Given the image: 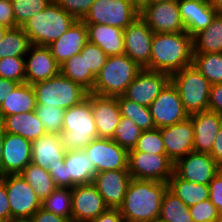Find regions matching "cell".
I'll use <instances>...</instances> for the list:
<instances>
[{
  "label": "cell",
  "instance_id": "obj_1",
  "mask_svg": "<svg viewBox=\"0 0 222 222\" xmlns=\"http://www.w3.org/2000/svg\"><path fill=\"white\" fill-rule=\"evenodd\" d=\"M168 183L154 180L130 181L121 206L125 222H151L159 218L162 197Z\"/></svg>",
  "mask_w": 222,
  "mask_h": 222
},
{
  "label": "cell",
  "instance_id": "obj_2",
  "mask_svg": "<svg viewBox=\"0 0 222 222\" xmlns=\"http://www.w3.org/2000/svg\"><path fill=\"white\" fill-rule=\"evenodd\" d=\"M193 65V37L187 32L154 33L149 70L170 75Z\"/></svg>",
  "mask_w": 222,
  "mask_h": 222
},
{
  "label": "cell",
  "instance_id": "obj_3",
  "mask_svg": "<svg viewBox=\"0 0 222 222\" xmlns=\"http://www.w3.org/2000/svg\"><path fill=\"white\" fill-rule=\"evenodd\" d=\"M61 140L66 150L84 149L98 132L91 107V93L86 99L64 111Z\"/></svg>",
  "mask_w": 222,
  "mask_h": 222
},
{
  "label": "cell",
  "instance_id": "obj_4",
  "mask_svg": "<svg viewBox=\"0 0 222 222\" xmlns=\"http://www.w3.org/2000/svg\"><path fill=\"white\" fill-rule=\"evenodd\" d=\"M142 69L125 53L109 56L97 75L90 93L110 97L123 95Z\"/></svg>",
  "mask_w": 222,
  "mask_h": 222
},
{
  "label": "cell",
  "instance_id": "obj_5",
  "mask_svg": "<svg viewBox=\"0 0 222 222\" xmlns=\"http://www.w3.org/2000/svg\"><path fill=\"white\" fill-rule=\"evenodd\" d=\"M77 20L54 1L22 26L30 43L49 46L59 39Z\"/></svg>",
  "mask_w": 222,
  "mask_h": 222
},
{
  "label": "cell",
  "instance_id": "obj_6",
  "mask_svg": "<svg viewBox=\"0 0 222 222\" xmlns=\"http://www.w3.org/2000/svg\"><path fill=\"white\" fill-rule=\"evenodd\" d=\"M171 82L189 115L208 110L211 84L197 68L190 65L173 73Z\"/></svg>",
  "mask_w": 222,
  "mask_h": 222
},
{
  "label": "cell",
  "instance_id": "obj_7",
  "mask_svg": "<svg viewBox=\"0 0 222 222\" xmlns=\"http://www.w3.org/2000/svg\"><path fill=\"white\" fill-rule=\"evenodd\" d=\"M32 86L36 95V104L55 105L64 110L82 102L89 93L81 85L61 73Z\"/></svg>",
  "mask_w": 222,
  "mask_h": 222
},
{
  "label": "cell",
  "instance_id": "obj_8",
  "mask_svg": "<svg viewBox=\"0 0 222 222\" xmlns=\"http://www.w3.org/2000/svg\"><path fill=\"white\" fill-rule=\"evenodd\" d=\"M0 178L5 182L11 222L29 220L42 207V201L21 174L5 175Z\"/></svg>",
  "mask_w": 222,
  "mask_h": 222
},
{
  "label": "cell",
  "instance_id": "obj_9",
  "mask_svg": "<svg viewBox=\"0 0 222 222\" xmlns=\"http://www.w3.org/2000/svg\"><path fill=\"white\" fill-rule=\"evenodd\" d=\"M138 16L128 0H96L82 21L126 29Z\"/></svg>",
  "mask_w": 222,
  "mask_h": 222
},
{
  "label": "cell",
  "instance_id": "obj_10",
  "mask_svg": "<svg viewBox=\"0 0 222 222\" xmlns=\"http://www.w3.org/2000/svg\"><path fill=\"white\" fill-rule=\"evenodd\" d=\"M128 171L133 179L168 183L174 173V163L166 154L129 151Z\"/></svg>",
  "mask_w": 222,
  "mask_h": 222
},
{
  "label": "cell",
  "instance_id": "obj_11",
  "mask_svg": "<svg viewBox=\"0 0 222 222\" xmlns=\"http://www.w3.org/2000/svg\"><path fill=\"white\" fill-rule=\"evenodd\" d=\"M156 128L181 122L189 117L179 92L170 81L149 106Z\"/></svg>",
  "mask_w": 222,
  "mask_h": 222
},
{
  "label": "cell",
  "instance_id": "obj_12",
  "mask_svg": "<svg viewBox=\"0 0 222 222\" xmlns=\"http://www.w3.org/2000/svg\"><path fill=\"white\" fill-rule=\"evenodd\" d=\"M96 173L107 170H128V151L111 138H96L84 149Z\"/></svg>",
  "mask_w": 222,
  "mask_h": 222
},
{
  "label": "cell",
  "instance_id": "obj_13",
  "mask_svg": "<svg viewBox=\"0 0 222 222\" xmlns=\"http://www.w3.org/2000/svg\"><path fill=\"white\" fill-rule=\"evenodd\" d=\"M222 167L209 153L191 151L174 164V172L189 182L208 185Z\"/></svg>",
  "mask_w": 222,
  "mask_h": 222
},
{
  "label": "cell",
  "instance_id": "obj_14",
  "mask_svg": "<svg viewBox=\"0 0 222 222\" xmlns=\"http://www.w3.org/2000/svg\"><path fill=\"white\" fill-rule=\"evenodd\" d=\"M153 34L140 16L124 29V53L143 69L149 70Z\"/></svg>",
  "mask_w": 222,
  "mask_h": 222
},
{
  "label": "cell",
  "instance_id": "obj_15",
  "mask_svg": "<svg viewBox=\"0 0 222 222\" xmlns=\"http://www.w3.org/2000/svg\"><path fill=\"white\" fill-rule=\"evenodd\" d=\"M140 17L154 33L186 32L177 0L148 4L141 11Z\"/></svg>",
  "mask_w": 222,
  "mask_h": 222
},
{
  "label": "cell",
  "instance_id": "obj_16",
  "mask_svg": "<svg viewBox=\"0 0 222 222\" xmlns=\"http://www.w3.org/2000/svg\"><path fill=\"white\" fill-rule=\"evenodd\" d=\"M170 81V74L144 68L129 84L123 96L138 104L149 107Z\"/></svg>",
  "mask_w": 222,
  "mask_h": 222
},
{
  "label": "cell",
  "instance_id": "obj_17",
  "mask_svg": "<svg viewBox=\"0 0 222 222\" xmlns=\"http://www.w3.org/2000/svg\"><path fill=\"white\" fill-rule=\"evenodd\" d=\"M108 209L93 183L72 188V222H90Z\"/></svg>",
  "mask_w": 222,
  "mask_h": 222
},
{
  "label": "cell",
  "instance_id": "obj_18",
  "mask_svg": "<svg viewBox=\"0 0 222 222\" xmlns=\"http://www.w3.org/2000/svg\"><path fill=\"white\" fill-rule=\"evenodd\" d=\"M159 129L166 155L174 164L193 151L194 128L190 117L176 124Z\"/></svg>",
  "mask_w": 222,
  "mask_h": 222
},
{
  "label": "cell",
  "instance_id": "obj_19",
  "mask_svg": "<svg viewBox=\"0 0 222 222\" xmlns=\"http://www.w3.org/2000/svg\"><path fill=\"white\" fill-rule=\"evenodd\" d=\"M59 73L60 65L55 61L48 46L31 44L25 56V82L33 85Z\"/></svg>",
  "mask_w": 222,
  "mask_h": 222
},
{
  "label": "cell",
  "instance_id": "obj_20",
  "mask_svg": "<svg viewBox=\"0 0 222 222\" xmlns=\"http://www.w3.org/2000/svg\"><path fill=\"white\" fill-rule=\"evenodd\" d=\"M132 177L128 170H107L95 174L93 184L108 208L118 209Z\"/></svg>",
  "mask_w": 222,
  "mask_h": 222
},
{
  "label": "cell",
  "instance_id": "obj_21",
  "mask_svg": "<svg viewBox=\"0 0 222 222\" xmlns=\"http://www.w3.org/2000/svg\"><path fill=\"white\" fill-rule=\"evenodd\" d=\"M32 142L21 135L5 133L1 176L20 174L31 163Z\"/></svg>",
  "mask_w": 222,
  "mask_h": 222
},
{
  "label": "cell",
  "instance_id": "obj_22",
  "mask_svg": "<svg viewBox=\"0 0 222 222\" xmlns=\"http://www.w3.org/2000/svg\"><path fill=\"white\" fill-rule=\"evenodd\" d=\"M91 107L98 138L112 139L121 119L117 96H98L91 93Z\"/></svg>",
  "mask_w": 222,
  "mask_h": 222
},
{
  "label": "cell",
  "instance_id": "obj_23",
  "mask_svg": "<svg viewBox=\"0 0 222 222\" xmlns=\"http://www.w3.org/2000/svg\"><path fill=\"white\" fill-rule=\"evenodd\" d=\"M194 128L193 151L211 152L215 138L222 126V116L218 113L206 110L189 115Z\"/></svg>",
  "mask_w": 222,
  "mask_h": 222
},
{
  "label": "cell",
  "instance_id": "obj_24",
  "mask_svg": "<svg viewBox=\"0 0 222 222\" xmlns=\"http://www.w3.org/2000/svg\"><path fill=\"white\" fill-rule=\"evenodd\" d=\"M87 41V26L82 20H77L48 48L55 61L62 65L69 58L80 53Z\"/></svg>",
  "mask_w": 222,
  "mask_h": 222
},
{
  "label": "cell",
  "instance_id": "obj_25",
  "mask_svg": "<svg viewBox=\"0 0 222 222\" xmlns=\"http://www.w3.org/2000/svg\"><path fill=\"white\" fill-rule=\"evenodd\" d=\"M66 152L61 135L46 133L32 141L31 163L47 170L62 162Z\"/></svg>",
  "mask_w": 222,
  "mask_h": 222
},
{
  "label": "cell",
  "instance_id": "obj_26",
  "mask_svg": "<svg viewBox=\"0 0 222 222\" xmlns=\"http://www.w3.org/2000/svg\"><path fill=\"white\" fill-rule=\"evenodd\" d=\"M177 1L186 32L192 37L207 28L217 14L207 2L198 0Z\"/></svg>",
  "mask_w": 222,
  "mask_h": 222
},
{
  "label": "cell",
  "instance_id": "obj_27",
  "mask_svg": "<svg viewBox=\"0 0 222 222\" xmlns=\"http://www.w3.org/2000/svg\"><path fill=\"white\" fill-rule=\"evenodd\" d=\"M66 178H69V188L75 185L93 183L96 170L93 162L83 149L67 150L64 157Z\"/></svg>",
  "mask_w": 222,
  "mask_h": 222
},
{
  "label": "cell",
  "instance_id": "obj_28",
  "mask_svg": "<svg viewBox=\"0 0 222 222\" xmlns=\"http://www.w3.org/2000/svg\"><path fill=\"white\" fill-rule=\"evenodd\" d=\"M86 26L88 41L99 46L108 57L124 54V29L104 24Z\"/></svg>",
  "mask_w": 222,
  "mask_h": 222
},
{
  "label": "cell",
  "instance_id": "obj_29",
  "mask_svg": "<svg viewBox=\"0 0 222 222\" xmlns=\"http://www.w3.org/2000/svg\"><path fill=\"white\" fill-rule=\"evenodd\" d=\"M0 123L6 133L21 135L31 142L46 134L35 111L5 116Z\"/></svg>",
  "mask_w": 222,
  "mask_h": 222
},
{
  "label": "cell",
  "instance_id": "obj_30",
  "mask_svg": "<svg viewBox=\"0 0 222 222\" xmlns=\"http://www.w3.org/2000/svg\"><path fill=\"white\" fill-rule=\"evenodd\" d=\"M36 95L31 84L20 83L4 99L0 106V121L8 115L35 111Z\"/></svg>",
  "mask_w": 222,
  "mask_h": 222
},
{
  "label": "cell",
  "instance_id": "obj_31",
  "mask_svg": "<svg viewBox=\"0 0 222 222\" xmlns=\"http://www.w3.org/2000/svg\"><path fill=\"white\" fill-rule=\"evenodd\" d=\"M193 53H222V14H216L207 28L193 36Z\"/></svg>",
  "mask_w": 222,
  "mask_h": 222
},
{
  "label": "cell",
  "instance_id": "obj_32",
  "mask_svg": "<svg viewBox=\"0 0 222 222\" xmlns=\"http://www.w3.org/2000/svg\"><path fill=\"white\" fill-rule=\"evenodd\" d=\"M168 189L188 207L209 199V186L181 179L175 172L168 181Z\"/></svg>",
  "mask_w": 222,
  "mask_h": 222
},
{
  "label": "cell",
  "instance_id": "obj_33",
  "mask_svg": "<svg viewBox=\"0 0 222 222\" xmlns=\"http://www.w3.org/2000/svg\"><path fill=\"white\" fill-rule=\"evenodd\" d=\"M20 174L30 184L41 201L57 188L49 171L33 163H29Z\"/></svg>",
  "mask_w": 222,
  "mask_h": 222
},
{
  "label": "cell",
  "instance_id": "obj_34",
  "mask_svg": "<svg viewBox=\"0 0 222 222\" xmlns=\"http://www.w3.org/2000/svg\"><path fill=\"white\" fill-rule=\"evenodd\" d=\"M60 73L85 88L92 91L96 77L86 72L85 55L77 53L60 65Z\"/></svg>",
  "mask_w": 222,
  "mask_h": 222
},
{
  "label": "cell",
  "instance_id": "obj_35",
  "mask_svg": "<svg viewBox=\"0 0 222 222\" xmlns=\"http://www.w3.org/2000/svg\"><path fill=\"white\" fill-rule=\"evenodd\" d=\"M30 46L29 37L22 27L8 29L0 42V59L25 57Z\"/></svg>",
  "mask_w": 222,
  "mask_h": 222
},
{
  "label": "cell",
  "instance_id": "obj_36",
  "mask_svg": "<svg viewBox=\"0 0 222 222\" xmlns=\"http://www.w3.org/2000/svg\"><path fill=\"white\" fill-rule=\"evenodd\" d=\"M159 218L167 222H194L189 207L168 188L162 197Z\"/></svg>",
  "mask_w": 222,
  "mask_h": 222
},
{
  "label": "cell",
  "instance_id": "obj_37",
  "mask_svg": "<svg viewBox=\"0 0 222 222\" xmlns=\"http://www.w3.org/2000/svg\"><path fill=\"white\" fill-rule=\"evenodd\" d=\"M117 102L121 116L134 121L143 131L156 129L149 107L129 100L123 95L117 96Z\"/></svg>",
  "mask_w": 222,
  "mask_h": 222
},
{
  "label": "cell",
  "instance_id": "obj_38",
  "mask_svg": "<svg viewBox=\"0 0 222 222\" xmlns=\"http://www.w3.org/2000/svg\"><path fill=\"white\" fill-rule=\"evenodd\" d=\"M193 66L211 85L222 83V53H193Z\"/></svg>",
  "mask_w": 222,
  "mask_h": 222
},
{
  "label": "cell",
  "instance_id": "obj_39",
  "mask_svg": "<svg viewBox=\"0 0 222 222\" xmlns=\"http://www.w3.org/2000/svg\"><path fill=\"white\" fill-rule=\"evenodd\" d=\"M42 208L48 212L72 221V189L56 188L42 201Z\"/></svg>",
  "mask_w": 222,
  "mask_h": 222
},
{
  "label": "cell",
  "instance_id": "obj_40",
  "mask_svg": "<svg viewBox=\"0 0 222 222\" xmlns=\"http://www.w3.org/2000/svg\"><path fill=\"white\" fill-rule=\"evenodd\" d=\"M142 131L143 130L139 128L134 121L121 116L112 139L129 152L135 148Z\"/></svg>",
  "mask_w": 222,
  "mask_h": 222
},
{
  "label": "cell",
  "instance_id": "obj_41",
  "mask_svg": "<svg viewBox=\"0 0 222 222\" xmlns=\"http://www.w3.org/2000/svg\"><path fill=\"white\" fill-rule=\"evenodd\" d=\"M54 0H11L17 27H22L31 17L43 11Z\"/></svg>",
  "mask_w": 222,
  "mask_h": 222
},
{
  "label": "cell",
  "instance_id": "obj_42",
  "mask_svg": "<svg viewBox=\"0 0 222 222\" xmlns=\"http://www.w3.org/2000/svg\"><path fill=\"white\" fill-rule=\"evenodd\" d=\"M64 109L57 106L37 104L35 112L43 123L46 133L60 135L63 129Z\"/></svg>",
  "mask_w": 222,
  "mask_h": 222
},
{
  "label": "cell",
  "instance_id": "obj_43",
  "mask_svg": "<svg viewBox=\"0 0 222 222\" xmlns=\"http://www.w3.org/2000/svg\"><path fill=\"white\" fill-rule=\"evenodd\" d=\"M130 151L166 154L160 129L142 131L135 148Z\"/></svg>",
  "mask_w": 222,
  "mask_h": 222
},
{
  "label": "cell",
  "instance_id": "obj_44",
  "mask_svg": "<svg viewBox=\"0 0 222 222\" xmlns=\"http://www.w3.org/2000/svg\"><path fill=\"white\" fill-rule=\"evenodd\" d=\"M0 77L25 83V57H4L0 59Z\"/></svg>",
  "mask_w": 222,
  "mask_h": 222
},
{
  "label": "cell",
  "instance_id": "obj_45",
  "mask_svg": "<svg viewBox=\"0 0 222 222\" xmlns=\"http://www.w3.org/2000/svg\"><path fill=\"white\" fill-rule=\"evenodd\" d=\"M80 54L85 55L86 72L97 77L107 60L106 53L96 44L87 41Z\"/></svg>",
  "mask_w": 222,
  "mask_h": 222
},
{
  "label": "cell",
  "instance_id": "obj_46",
  "mask_svg": "<svg viewBox=\"0 0 222 222\" xmlns=\"http://www.w3.org/2000/svg\"><path fill=\"white\" fill-rule=\"evenodd\" d=\"M189 211L194 222H215L219 216L217 208L209 199L190 206Z\"/></svg>",
  "mask_w": 222,
  "mask_h": 222
},
{
  "label": "cell",
  "instance_id": "obj_47",
  "mask_svg": "<svg viewBox=\"0 0 222 222\" xmlns=\"http://www.w3.org/2000/svg\"><path fill=\"white\" fill-rule=\"evenodd\" d=\"M96 0H54V2L72 15L76 20H82Z\"/></svg>",
  "mask_w": 222,
  "mask_h": 222
},
{
  "label": "cell",
  "instance_id": "obj_48",
  "mask_svg": "<svg viewBox=\"0 0 222 222\" xmlns=\"http://www.w3.org/2000/svg\"><path fill=\"white\" fill-rule=\"evenodd\" d=\"M209 200L215 205L219 214H222V169L208 184Z\"/></svg>",
  "mask_w": 222,
  "mask_h": 222
},
{
  "label": "cell",
  "instance_id": "obj_49",
  "mask_svg": "<svg viewBox=\"0 0 222 222\" xmlns=\"http://www.w3.org/2000/svg\"><path fill=\"white\" fill-rule=\"evenodd\" d=\"M0 25L9 29L17 27L11 0H0Z\"/></svg>",
  "mask_w": 222,
  "mask_h": 222
},
{
  "label": "cell",
  "instance_id": "obj_50",
  "mask_svg": "<svg viewBox=\"0 0 222 222\" xmlns=\"http://www.w3.org/2000/svg\"><path fill=\"white\" fill-rule=\"evenodd\" d=\"M47 170L57 188H69V178H66L64 160L56 166L48 167Z\"/></svg>",
  "mask_w": 222,
  "mask_h": 222
},
{
  "label": "cell",
  "instance_id": "obj_51",
  "mask_svg": "<svg viewBox=\"0 0 222 222\" xmlns=\"http://www.w3.org/2000/svg\"><path fill=\"white\" fill-rule=\"evenodd\" d=\"M208 110L222 116V83L211 85Z\"/></svg>",
  "mask_w": 222,
  "mask_h": 222
},
{
  "label": "cell",
  "instance_id": "obj_52",
  "mask_svg": "<svg viewBox=\"0 0 222 222\" xmlns=\"http://www.w3.org/2000/svg\"><path fill=\"white\" fill-rule=\"evenodd\" d=\"M30 222H70L67 218L46 211L44 208H39L34 215L29 219Z\"/></svg>",
  "mask_w": 222,
  "mask_h": 222
},
{
  "label": "cell",
  "instance_id": "obj_53",
  "mask_svg": "<svg viewBox=\"0 0 222 222\" xmlns=\"http://www.w3.org/2000/svg\"><path fill=\"white\" fill-rule=\"evenodd\" d=\"M0 218L11 222V210L5 182L0 178Z\"/></svg>",
  "mask_w": 222,
  "mask_h": 222
},
{
  "label": "cell",
  "instance_id": "obj_54",
  "mask_svg": "<svg viewBox=\"0 0 222 222\" xmlns=\"http://www.w3.org/2000/svg\"><path fill=\"white\" fill-rule=\"evenodd\" d=\"M90 222H125L119 209L108 208L105 212L100 214L96 219Z\"/></svg>",
  "mask_w": 222,
  "mask_h": 222
},
{
  "label": "cell",
  "instance_id": "obj_55",
  "mask_svg": "<svg viewBox=\"0 0 222 222\" xmlns=\"http://www.w3.org/2000/svg\"><path fill=\"white\" fill-rule=\"evenodd\" d=\"M210 155L222 167V126L217 133Z\"/></svg>",
  "mask_w": 222,
  "mask_h": 222
},
{
  "label": "cell",
  "instance_id": "obj_56",
  "mask_svg": "<svg viewBox=\"0 0 222 222\" xmlns=\"http://www.w3.org/2000/svg\"><path fill=\"white\" fill-rule=\"evenodd\" d=\"M19 83L13 80H8L5 78L0 77V106L2 105L4 99L12 92V90L18 85Z\"/></svg>",
  "mask_w": 222,
  "mask_h": 222
},
{
  "label": "cell",
  "instance_id": "obj_57",
  "mask_svg": "<svg viewBox=\"0 0 222 222\" xmlns=\"http://www.w3.org/2000/svg\"><path fill=\"white\" fill-rule=\"evenodd\" d=\"M128 1L139 14L149 4V0H128Z\"/></svg>",
  "mask_w": 222,
  "mask_h": 222
},
{
  "label": "cell",
  "instance_id": "obj_58",
  "mask_svg": "<svg viewBox=\"0 0 222 222\" xmlns=\"http://www.w3.org/2000/svg\"><path fill=\"white\" fill-rule=\"evenodd\" d=\"M5 131L3 126L0 123V176H1V163H2V151H3V141L5 138Z\"/></svg>",
  "mask_w": 222,
  "mask_h": 222
},
{
  "label": "cell",
  "instance_id": "obj_59",
  "mask_svg": "<svg viewBox=\"0 0 222 222\" xmlns=\"http://www.w3.org/2000/svg\"><path fill=\"white\" fill-rule=\"evenodd\" d=\"M209 4L217 14H222V0H210Z\"/></svg>",
  "mask_w": 222,
  "mask_h": 222
},
{
  "label": "cell",
  "instance_id": "obj_60",
  "mask_svg": "<svg viewBox=\"0 0 222 222\" xmlns=\"http://www.w3.org/2000/svg\"><path fill=\"white\" fill-rule=\"evenodd\" d=\"M9 28L0 25V42L3 40L5 33Z\"/></svg>",
  "mask_w": 222,
  "mask_h": 222
},
{
  "label": "cell",
  "instance_id": "obj_61",
  "mask_svg": "<svg viewBox=\"0 0 222 222\" xmlns=\"http://www.w3.org/2000/svg\"><path fill=\"white\" fill-rule=\"evenodd\" d=\"M170 0H149V4H159V3H164Z\"/></svg>",
  "mask_w": 222,
  "mask_h": 222
},
{
  "label": "cell",
  "instance_id": "obj_62",
  "mask_svg": "<svg viewBox=\"0 0 222 222\" xmlns=\"http://www.w3.org/2000/svg\"><path fill=\"white\" fill-rule=\"evenodd\" d=\"M151 222H167V221H164L160 218H155L154 220H152Z\"/></svg>",
  "mask_w": 222,
  "mask_h": 222
},
{
  "label": "cell",
  "instance_id": "obj_63",
  "mask_svg": "<svg viewBox=\"0 0 222 222\" xmlns=\"http://www.w3.org/2000/svg\"><path fill=\"white\" fill-rule=\"evenodd\" d=\"M215 222H222V214H219V216Z\"/></svg>",
  "mask_w": 222,
  "mask_h": 222
},
{
  "label": "cell",
  "instance_id": "obj_64",
  "mask_svg": "<svg viewBox=\"0 0 222 222\" xmlns=\"http://www.w3.org/2000/svg\"><path fill=\"white\" fill-rule=\"evenodd\" d=\"M192 1H193V0H192ZM198 1L209 3L210 0H198Z\"/></svg>",
  "mask_w": 222,
  "mask_h": 222
},
{
  "label": "cell",
  "instance_id": "obj_65",
  "mask_svg": "<svg viewBox=\"0 0 222 222\" xmlns=\"http://www.w3.org/2000/svg\"><path fill=\"white\" fill-rule=\"evenodd\" d=\"M14 222H30L29 220H24V221H14Z\"/></svg>",
  "mask_w": 222,
  "mask_h": 222
},
{
  "label": "cell",
  "instance_id": "obj_66",
  "mask_svg": "<svg viewBox=\"0 0 222 222\" xmlns=\"http://www.w3.org/2000/svg\"><path fill=\"white\" fill-rule=\"evenodd\" d=\"M0 222H8V221H6V220L0 218Z\"/></svg>",
  "mask_w": 222,
  "mask_h": 222
}]
</instances>
